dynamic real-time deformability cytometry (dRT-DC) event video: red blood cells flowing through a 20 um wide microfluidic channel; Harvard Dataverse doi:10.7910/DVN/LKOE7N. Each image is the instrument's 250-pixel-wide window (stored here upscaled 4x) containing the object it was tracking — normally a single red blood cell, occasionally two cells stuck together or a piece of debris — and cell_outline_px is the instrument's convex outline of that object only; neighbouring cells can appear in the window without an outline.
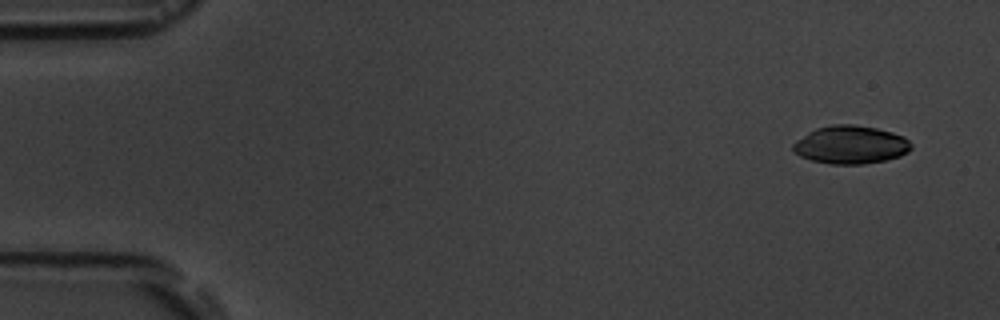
{"species": "common noctule bat (a hibernating species)", "species_latin": "Nyctalus noctula", "temperature_condition": "room temperature", "stored_images_in_passage": 7, "camera_frame_rate_fps": 3000, "um_per_image_px": 0.085, "animal": {"sex": "male", "body_mass_g": 19.5, "forearm_length_mm": 54.6}, "frame": {"image": 1, "passage_image": 2, "time_ms": 1.0, "image_size_px": [1000, 320], "cell_outline_px": [[912, 148], [908, 152], [900, 156], [884, 160], [864, 164], [832, 164], [812, 160], [800, 156], [792, 148], [792, 144], [796, 140], [808, 132], [816, 128], [832, 124], [852, 124], [876, 128], [892, 132], [904, 136], [912, 144]], "centroid_in_image_um": [72.31, 12.3], "position_along_channel_um": 12.7, "area_um2": 26.24}}
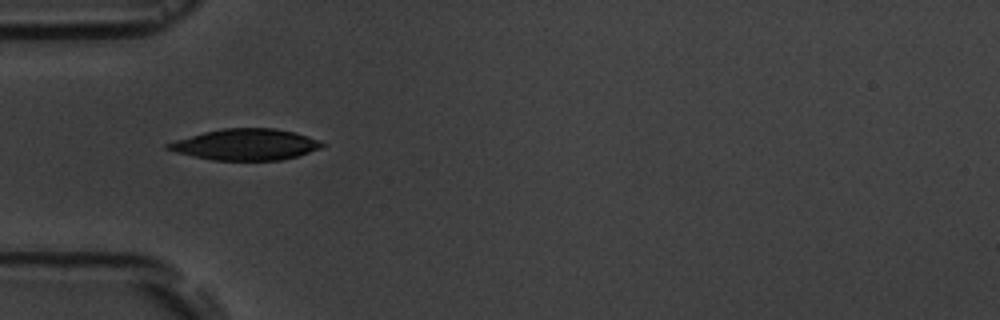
{"frame": {"image": 2, "passage_image": 6, "time_ms": 5.667, "image_size_px": [1000, 320], "cell_outline_px": [[328, 144], [320, 148], [300, 156], [280, 160], [212, 160], [192, 156], [176, 152], [164, 148], [164, 144], [176, 140], [204, 132], [224, 128], [276, 128], [308, 136], [320, 140]], "centroid_in_image_um": [20.9, 12.29], "position_along_channel_um": 64.1, "area_um2": 28.09}}
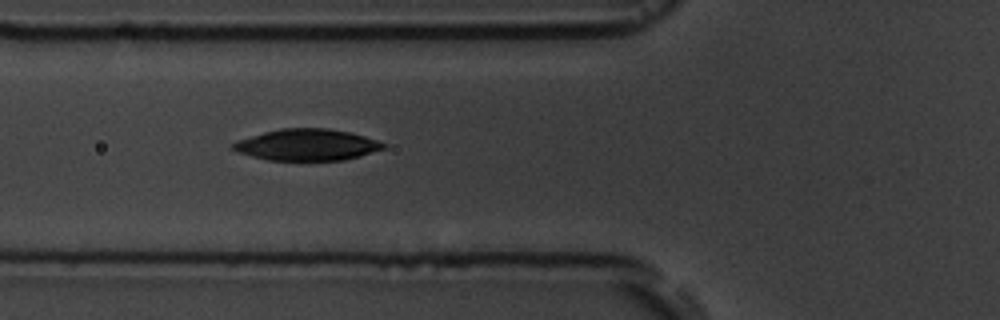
{"frame": {"image": 3, "passage_image": 7, "time_ms": 6.667, "image_size_px": [1000, 320], "cell_outline_px": [[388, 144], [384, 148], [360, 156], [344, 160], [268, 160], [252, 156], [240, 152], [232, 148], [232, 144], [236, 140], [264, 132], [280, 128], [328, 128], [348, 132], [364, 136]], "centroid_in_image_um": [26.1, 12.3], "position_along_channel_um": 99.7, "area_um2": 27.4}}